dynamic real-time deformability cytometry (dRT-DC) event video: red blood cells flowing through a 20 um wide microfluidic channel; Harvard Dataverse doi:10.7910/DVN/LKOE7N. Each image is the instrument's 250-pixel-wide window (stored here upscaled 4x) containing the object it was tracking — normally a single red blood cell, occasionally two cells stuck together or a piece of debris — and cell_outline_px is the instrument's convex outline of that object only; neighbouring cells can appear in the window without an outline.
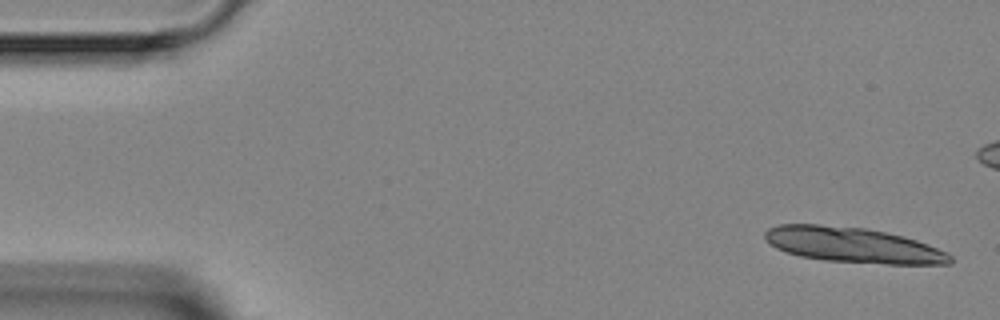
{"species": "Egyptian fruit bat (a non-hibernating species)", "species_latin": "Rousettus aegyptiacus", "temperature_condition": "room temperature", "stored_images_in_passage": 5, "camera_frame_rate_fps": 3000, "um_per_image_px": 0.085, "animal": {"sex": "female"}, "frame": {"image": 1, "passage_image": 1, "time_ms": 0.0, "image_size_px": [1000, 320], "cell_outline_px": [[952, 264], [888, 264], [824, 260], [800, 256], [776, 248], [764, 236], [764, 232], [768, 228], [780, 224], [820, 224], [864, 228], [904, 236], [928, 244], [948, 252], [952, 256]], "centroid_in_image_um": [72.54, 20.83], "position_along_channel_um": 12.5, "area_um2": 37.97}}
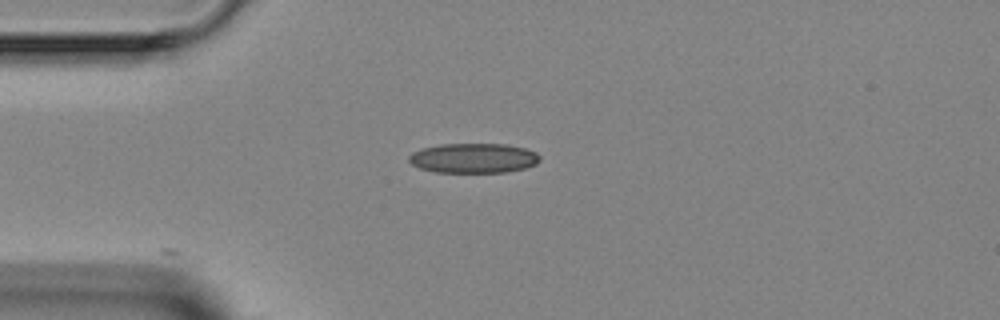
{"frame": {"image": 2, "passage_image": 5, "time_ms": 5.333, "image_size_px": [1000, 320], "cell_outline_px": [[540, 160], [536, 164], [524, 168], [504, 172], [436, 172], [420, 168], [412, 164], [408, 160], [408, 156], [412, 152], [420, 148], [440, 144], [508, 144], [524, 148], [536, 152], [540, 156]], "centroid_in_image_um": [40.23, 13.43], "position_along_channel_um": 44.8, "area_um2": 22.77}}